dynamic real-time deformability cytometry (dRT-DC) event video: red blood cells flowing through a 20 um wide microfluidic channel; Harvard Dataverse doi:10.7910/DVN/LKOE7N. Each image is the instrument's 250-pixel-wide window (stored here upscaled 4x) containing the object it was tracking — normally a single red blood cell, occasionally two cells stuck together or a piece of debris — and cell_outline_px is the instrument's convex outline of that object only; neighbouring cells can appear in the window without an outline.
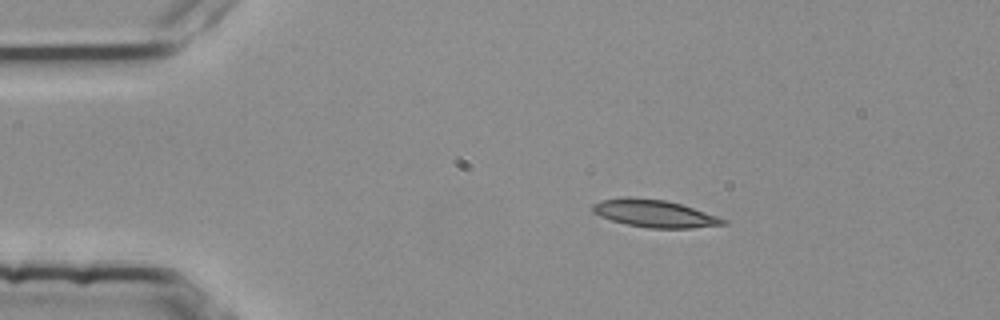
{"species": "common noctule bat (a hibernating species)", "species_latin": "Nyctalus noctula", "temperature_condition": "room temperature", "stored_images_in_passage": 3, "camera_frame_rate_fps": 3000, "um_per_image_px": 0.085, "animal": {"sex": "female", "body_mass_g": 25.1}, "frame": {"image": 1, "passage_image": 1, "time_ms": 0.0, "image_size_px": [1000, 320], "cell_outline_px": [[728, 224], [692, 228], [648, 228], [624, 224], [600, 216], [592, 212], [592, 204], [604, 200], [628, 196], [664, 200], [680, 204], [728, 220]], "centroid_in_image_um": [55.61, 18.15], "position_along_channel_um": 29.4, "area_um2": 20.75}}
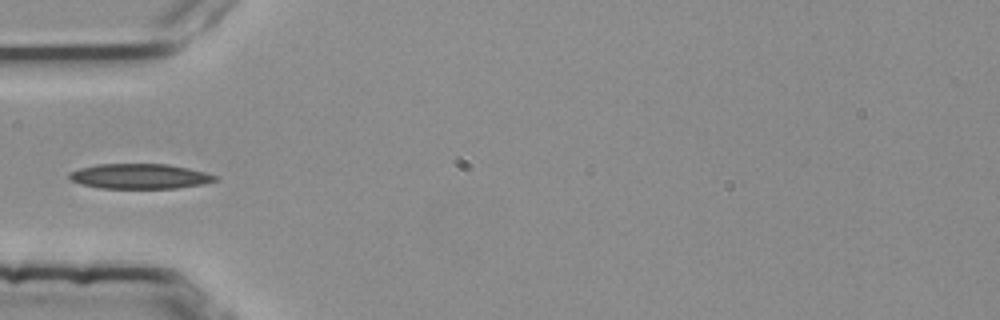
{"frame": {"image": 2, "passage_image": 3, "time_ms": 0.667, "image_size_px": [1000, 320], "cell_outline_px": [[220, 180], [204, 184], [176, 188], [100, 188], [80, 184], [72, 180], [68, 176], [68, 172], [80, 168], [96, 164], [168, 164], [188, 168], [204, 172], [216, 176]], "centroid_in_image_um": [11.88, 14.98], "position_along_channel_um": 73.1, "area_um2": 21.33}}